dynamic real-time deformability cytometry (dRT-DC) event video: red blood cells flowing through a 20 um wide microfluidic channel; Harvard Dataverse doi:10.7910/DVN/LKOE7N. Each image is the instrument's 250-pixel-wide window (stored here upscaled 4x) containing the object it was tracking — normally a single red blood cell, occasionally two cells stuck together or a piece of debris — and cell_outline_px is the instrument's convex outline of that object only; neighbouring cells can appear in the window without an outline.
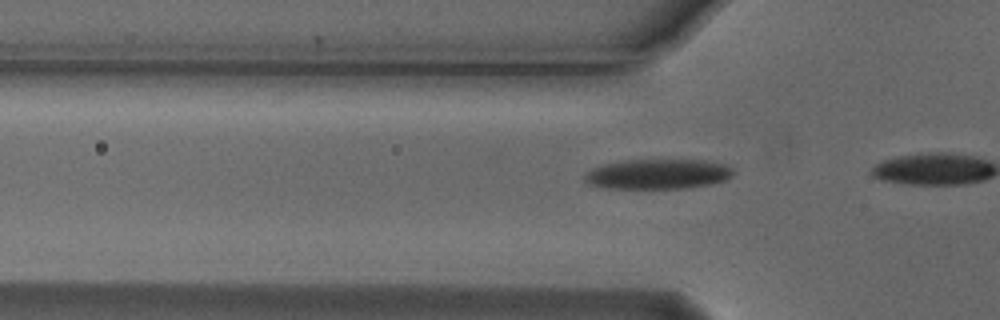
{"species": "Egyptian fruit bat (a non-hibernating species)", "species_latin": "Rousettus aegyptiacus", "temperature_condition": "cold", "stored_images_in_passage": 6, "camera_frame_rate_fps": 3000, "um_per_image_px": 0.085, "animal": {"sex": "male"}, "frame": {"image": 1, "passage_image": 3, "time_ms": 0.667, "image_size_px": [1000, 320], "cell_outline_px": [[732, 176], [724, 180], [708, 184], [688, 188], [608, 188], [592, 184], [584, 180], [584, 172], [600, 164], [624, 160], [704, 160], [724, 164], [732, 168]], "centroid_in_image_um": [55.87, 14.78], "position_along_channel_um": 69.9, "area_um2": 25.89}}